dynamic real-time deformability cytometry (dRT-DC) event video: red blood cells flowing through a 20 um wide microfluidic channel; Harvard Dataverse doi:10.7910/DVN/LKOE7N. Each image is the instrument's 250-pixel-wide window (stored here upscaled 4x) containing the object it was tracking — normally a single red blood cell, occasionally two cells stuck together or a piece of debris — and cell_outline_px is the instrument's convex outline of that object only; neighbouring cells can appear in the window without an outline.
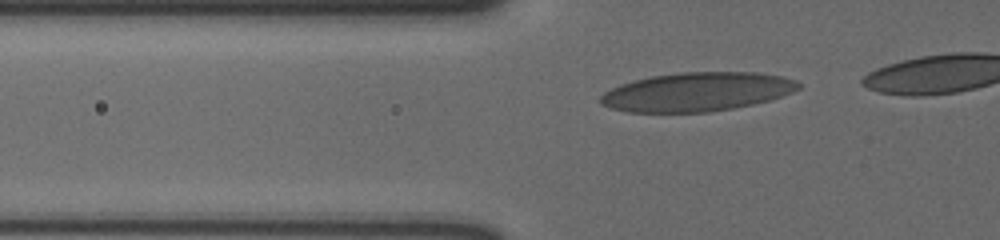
{"species": "human", "species_latin": "Homo sapiens", "temperature_condition": "cold", "stored_images_in_passage": 37, "camera_frame_rate_fps": 3000, "um_per_image_px": 0.085, "donor": {"sex": "male"}, "frame": {"image": 1, "passage_image": 6, "time_ms": 1.667, "image_size_px": [1000, 240], "cell_outline_px": [[800, 88], [792, 92], [768, 100], [752, 104], [732, 108], [708, 112], [628, 112], [612, 108], [600, 104], [600, 96], [604, 92], [620, 84], [652, 76], [680, 72], [752, 72], [780, 76], [796, 80], [800, 84]], "centroid_in_image_um": [59.22, 7.8], "position_along_channel_um": 66.6, "area_um2": 44.51}}
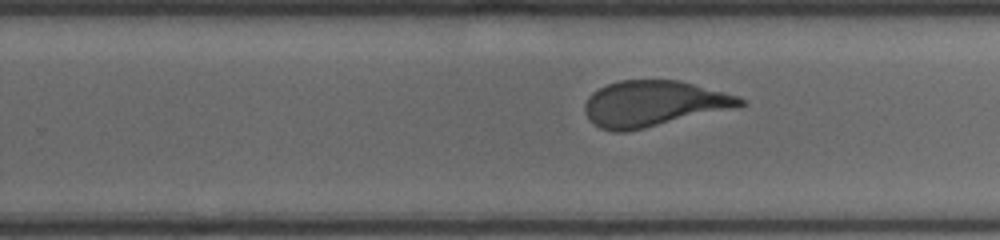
{"frame": {"image": 2, "passage_image": 24, "time_ms": 7.667, "image_size_px": [1000, 240], "cell_outline_px": [[744, 104], [644, 128], [624, 132], [612, 132], [600, 128], [592, 124], [584, 112], [584, 104], [588, 96], [592, 92], [608, 84], [620, 80], [680, 80], [736, 96], [744, 100]], "centroid_in_image_um": [55.4, 8.8], "position_along_channel_um": 274.4, "area_um2": 40.58}}
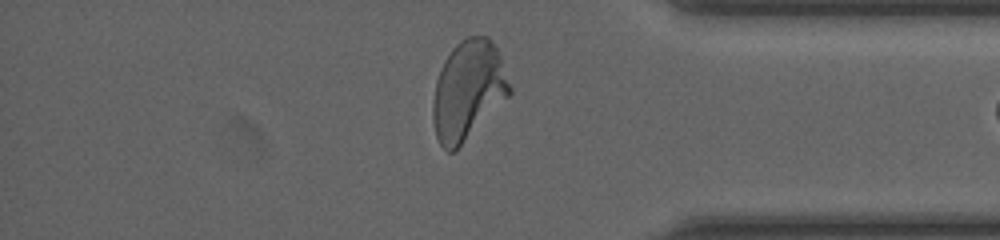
{"frame": {"image": 3, "passage_image": 35, "time_ms": 11.333, "image_size_px": [1000, 240], "cell_outline_px": [[512, 92], [452, 152], [448, 152], [440, 144], [436, 136], [432, 120], [432, 100], [436, 80], [440, 68], [444, 60], [452, 48], [460, 40], [468, 36], [488, 36], [496, 48], [512, 88]], "centroid_in_image_um": [39.75, 7.64], "position_along_channel_um": 395.5, "area_um2": 43.64}}